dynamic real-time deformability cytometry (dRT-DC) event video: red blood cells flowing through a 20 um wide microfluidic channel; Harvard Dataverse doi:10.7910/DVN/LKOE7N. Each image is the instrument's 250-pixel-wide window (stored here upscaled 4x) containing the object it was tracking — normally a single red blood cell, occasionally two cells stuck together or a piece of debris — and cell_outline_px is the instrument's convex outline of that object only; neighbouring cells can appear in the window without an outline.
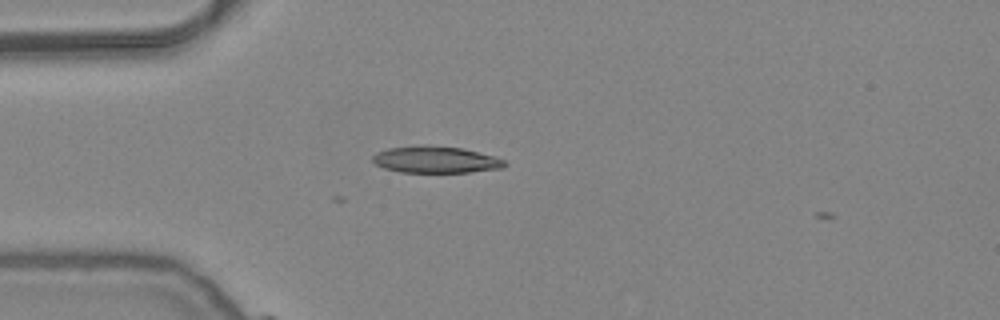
{"species": "common noctule bat (a hibernating species)", "species_latin": "Nyctalus noctula", "temperature_condition": "warm", "stored_images_in_passage": 3, "camera_frame_rate_fps": 3000, "um_per_image_px": 0.085, "animal": {"sex": "female", "body_mass_g": 24.6, "forearm_length_mm": 56.2}, "frame": {"image": 1, "passage_image": 2, "time_ms": 0.333, "image_size_px": [1000, 320], "cell_outline_px": [[504, 164], [500, 168], [468, 172], [400, 172], [384, 168], [376, 164], [372, 160], [372, 156], [376, 152], [388, 148], [424, 144], [428, 144], [460, 148], [496, 156], [504, 160]], "centroid_in_image_um": [36.97, 13.55], "position_along_channel_um": 48.0, "area_um2": 20.52}}